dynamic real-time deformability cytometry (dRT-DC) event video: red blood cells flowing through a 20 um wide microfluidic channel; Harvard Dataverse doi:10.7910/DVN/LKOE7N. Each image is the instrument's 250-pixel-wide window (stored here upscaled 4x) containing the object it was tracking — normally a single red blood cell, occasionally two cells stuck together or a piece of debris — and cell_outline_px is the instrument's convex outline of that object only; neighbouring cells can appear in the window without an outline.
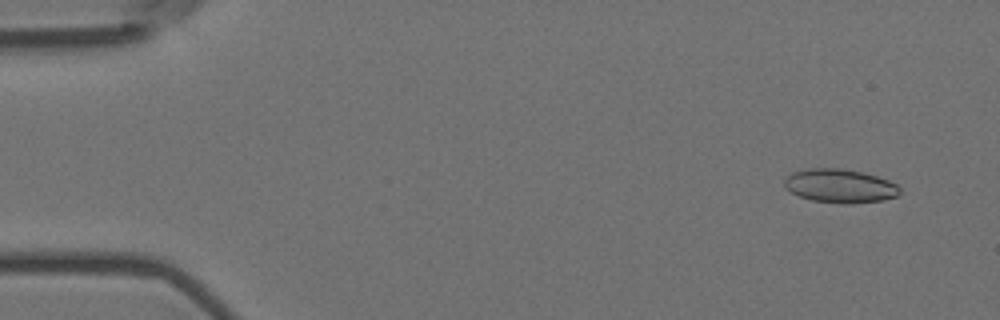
{"species": "Egyptian fruit bat (a non-hibernating species)", "species_latin": "Rousettus aegyptiacus", "temperature_condition": "room temperature", "stored_images_in_passage": 4, "camera_frame_rate_fps": 3000, "um_per_image_px": 0.085, "animal": {"sex": "female"}, "frame": {"image": 1, "passage_image": 1, "time_ms": 0.0, "image_size_px": [1000, 320], "cell_outline_px": [[900, 192], [896, 196], [884, 200], [852, 204], [844, 204], [812, 200], [800, 196], [792, 192], [784, 184], [784, 180], [792, 172], [808, 168], [840, 168], [860, 172], [876, 176], [888, 180], [896, 184], [900, 188]], "centroid_in_image_um": [71.41, 15.81], "position_along_channel_um": 13.6, "area_um2": 22.54}}